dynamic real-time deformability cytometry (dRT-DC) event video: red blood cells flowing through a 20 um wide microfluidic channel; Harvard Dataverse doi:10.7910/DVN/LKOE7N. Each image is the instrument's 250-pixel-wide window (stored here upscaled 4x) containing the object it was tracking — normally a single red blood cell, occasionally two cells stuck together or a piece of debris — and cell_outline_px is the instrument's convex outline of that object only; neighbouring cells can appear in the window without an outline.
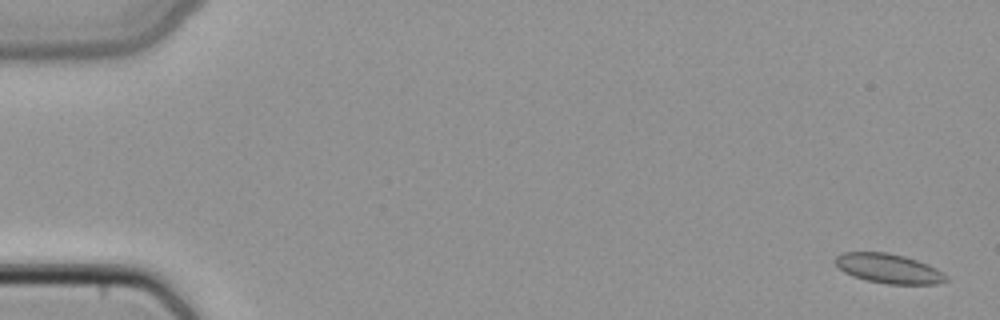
{"species": "common noctule bat (a hibernating species)", "species_latin": "Nyctalus noctula", "temperature_condition": "cold", "stored_images_in_passage": 13, "camera_frame_rate_fps": 3000, "um_per_image_px": 0.085, "animal": {"sex": "female", "body_mass_g": 22.7, "forearm_length_mm": 54.2}, "frame": {"image": 1, "passage_image": 2, "time_ms": 0.333, "image_size_px": [1000, 320], "cell_outline_px": [[948, 280], [936, 284], [888, 284], [868, 280], [852, 276], [844, 272], [832, 260], [836, 256], [844, 252], [888, 252], [904, 256], [928, 264], [936, 268], [948, 276]], "centroid_in_image_um": [75.53, 22.82], "position_along_channel_um": 9.5, "area_um2": 19.07}}